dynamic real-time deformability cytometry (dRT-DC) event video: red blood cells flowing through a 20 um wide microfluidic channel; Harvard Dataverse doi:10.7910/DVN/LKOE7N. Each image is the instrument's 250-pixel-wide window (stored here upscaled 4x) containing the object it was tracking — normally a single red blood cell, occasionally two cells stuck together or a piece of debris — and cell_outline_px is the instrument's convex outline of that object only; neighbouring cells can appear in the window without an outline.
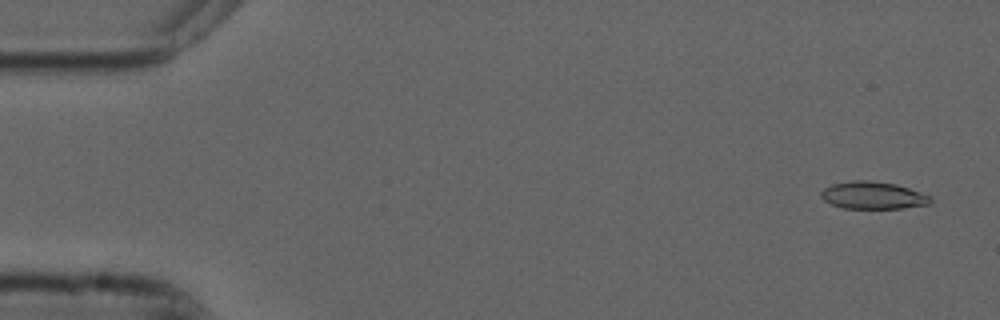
{"species": "common noctule bat (a hibernating species)", "species_latin": "Nyctalus noctula", "temperature_condition": "cold", "stored_images_in_passage": 54, "camera_frame_rate_fps": 3000, "um_per_image_px": 0.085, "animal": {"sex": "male", "forearm_length_mm": 52.5}, "frame": {"image": 1, "passage_image": 2, "time_ms": 0.333, "image_size_px": [1000, 320], "cell_outline_px": [[932, 200], [928, 204], [904, 208], [844, 208], [832, 204], [824, 200], [820, 196], [820, 192], [824, 188], [832, 184], [852, 180], [868, 180], [896, 184], [908, 188], [928, 196]], "centroid_in_image_um": [74.15, 16.6], "position_along_channel_um": 10.9, "area_um2": 17.22}}
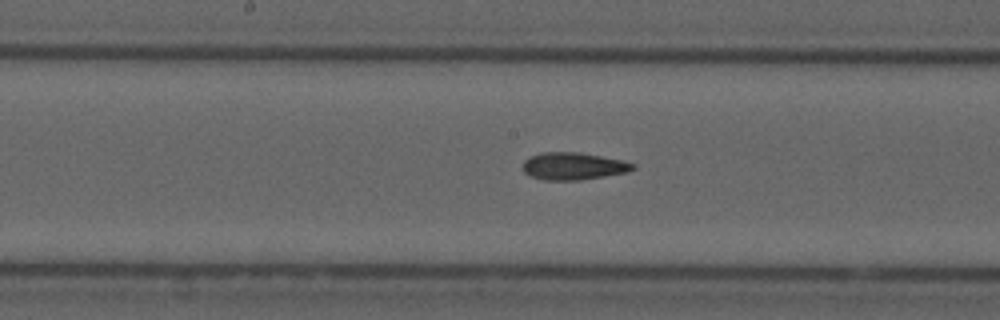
{"frame": {"image": 2, "passage_image": 27, "time_ms": 8.667, "image_size_px": [1000, 320], "cell_outline_px": [[636, 168], [628, 172], [580, 180], [544, 180], [528, 176], [524, 172], [524, 160], [528, 156], [540, 152], [580, 152], [620, 160], [636, 164]], "centroid_in_image_um": [48.7, 14.12], "position_along_channel_um": 199.5, "area_um2": 17.63}}
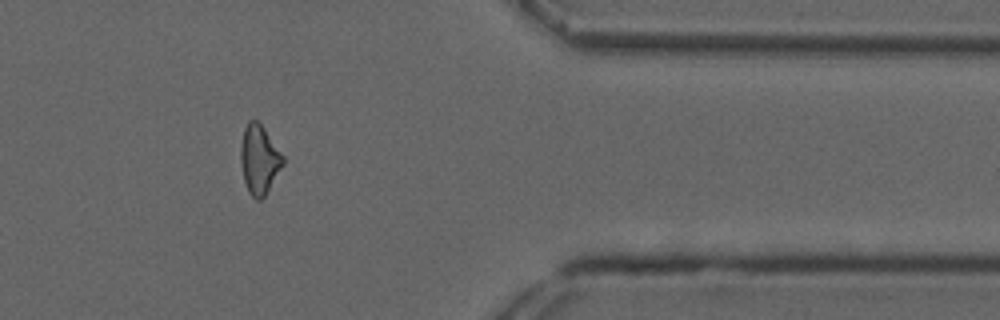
{"frame": {"image": 3, "passage_image": 44, "time_ms": 14.333, "image_size_px": [1000, 320], "cell_outline_px": [[284, 164], [264, 196], [260, 200], [256, 200], [248, 192], [244, 180], [240, 160], [240, 148], [244, 128], [248, 120], [256, 120], [264, 128], [284, 156]], "centroid_in_image_um": [22.03, 13.55], "position_along_channel_um": 389.4, "area_um2": 16.94}, "authors_computed_cell_mechanics": {"area_um2": 17.3689, "velocity_mm_per_s": 3.7482, "shape_relaxation_time_tau1_ms": null, "shape_relaxation_time_tau2_ms": 4.603, "deformation_change_tau1": null, "deformation_change_tau2": 0.1321}}